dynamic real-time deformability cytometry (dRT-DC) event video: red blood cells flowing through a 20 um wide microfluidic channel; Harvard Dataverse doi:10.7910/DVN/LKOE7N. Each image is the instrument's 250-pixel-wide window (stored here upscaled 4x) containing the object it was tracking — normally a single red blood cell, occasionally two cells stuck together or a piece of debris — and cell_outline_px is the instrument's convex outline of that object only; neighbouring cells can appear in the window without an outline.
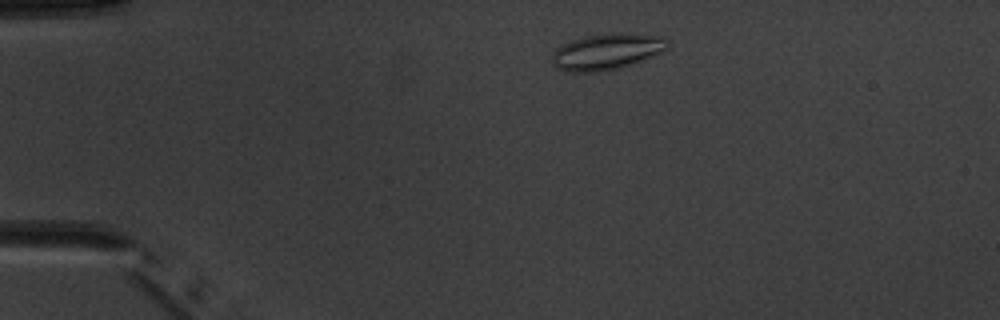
{"species": "common noctule bat (a hibernating species)", "species_latin": "Nyctalus noctula", "temperature_condition": "warm", "stored_images_in_passage": 3, "camera_frame_rate_fps": 3000, "um_per_image_px": 0.085, "animal": {"sex": "male", "body_mass_g": 20.1, "forearm_length_mm": 53.5}, "frame": {"image": 1, "passage_image": 1, "time_ms": 0.0, "image_size_px": [1000, 320], "cell_outline_px": [[668, 48], [660, 52], [632, 64], [620, 68], [600, 72], [568, 72], [556, 68], [552, 60], [552, 56], [556, 48], [572, 40], [584, 36], [616, 32], [628, 32], [664, 36], [668, 40]], "centroid_in_image_um": [51.59, 4.37], "position_along_channel_um": 33.4, "area_um2": 24.57}}
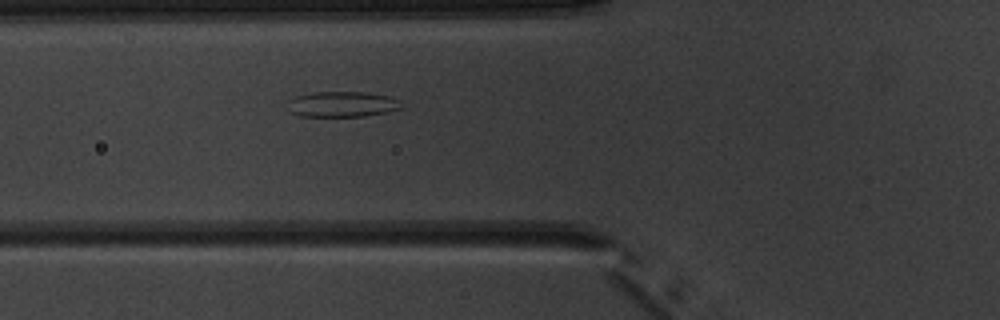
{"frame": {"image": 2, "passage_image": 3, "time_ms": 3.0, "image_size_px": [1000, 320], "cell_outline_px": [[404, 108], [388, 112], [364, 116], [300, 116], [292, 112], [284, 100], [296, 96], [312, 92], [364, 92], [388, 96], [400, 100], [404, 104]], "centroid_in_image_um": [29.1, 8.85], "position_along_channel_um": 96.7, "area_um2": 17.17}}